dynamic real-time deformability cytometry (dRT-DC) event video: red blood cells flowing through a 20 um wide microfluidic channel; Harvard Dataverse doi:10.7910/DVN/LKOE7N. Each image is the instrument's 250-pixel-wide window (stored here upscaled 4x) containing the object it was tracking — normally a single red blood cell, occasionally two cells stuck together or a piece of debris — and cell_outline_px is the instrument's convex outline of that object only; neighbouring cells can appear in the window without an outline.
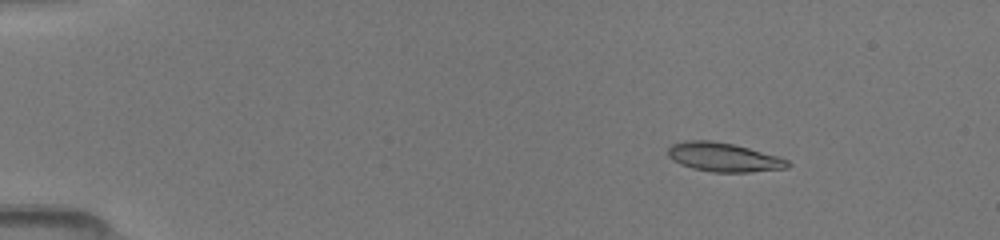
{"species": "common noctule bat (a hibernating species)", "species_latin": "Nyctalus noctula", "temperature_condition": "room temperature", "stored_images_in_passage": 9, "segment_of_instrument_passage": [1, 2], "camera_frame_rate_fps": 3000, "um_per_image_px": 0.085, "animal": {"sex": "female", "body_mass_g": 19.5, "forearm_length_mm": 54.1}, "frame": {"image": 1, "passage_image": 1, "time_ms": 0.0, "image_size_px": [1000, 240], "cell_outline_px": [[792, 164], [788, 168], [748, 172], [712, 172], [692, 168], [680, 164], [672, 160], [668, 156], [668, 148], [672, 144], [684, 140], [712, 140], [732, 144], [780, 156], [788, 160]], "centroid_in_image_um": [61.51, 13.36], "position_along_channel_um": 23.5, "area_um2": 20.35}}
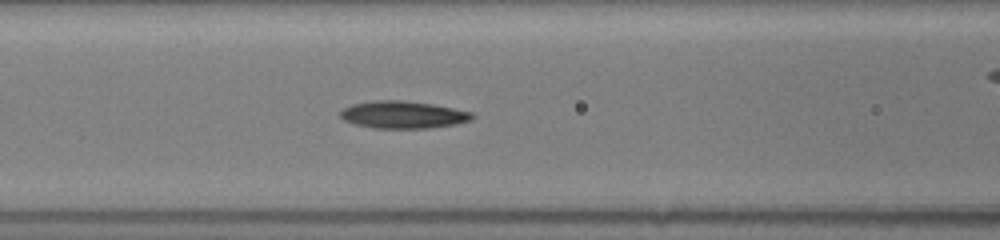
{"frame": {"image": 2, "passage_image": 8, "time_ms": 5.0, "image_size_px": [1000, 240], "cell_outline_px": [[476, 116], [472, 120], [456, 124], [428, 128], [372, 128], [356, 124], [344, 120], [340, 116], [340, 112], [344, 108], [352, 104], [372, 100], [404, 100], [432, 104], [472, 112]], "centroid_in_image_um": [34.27, 9.75], "position_along_channel_um": 132.3, "area_um2": 21.04}}